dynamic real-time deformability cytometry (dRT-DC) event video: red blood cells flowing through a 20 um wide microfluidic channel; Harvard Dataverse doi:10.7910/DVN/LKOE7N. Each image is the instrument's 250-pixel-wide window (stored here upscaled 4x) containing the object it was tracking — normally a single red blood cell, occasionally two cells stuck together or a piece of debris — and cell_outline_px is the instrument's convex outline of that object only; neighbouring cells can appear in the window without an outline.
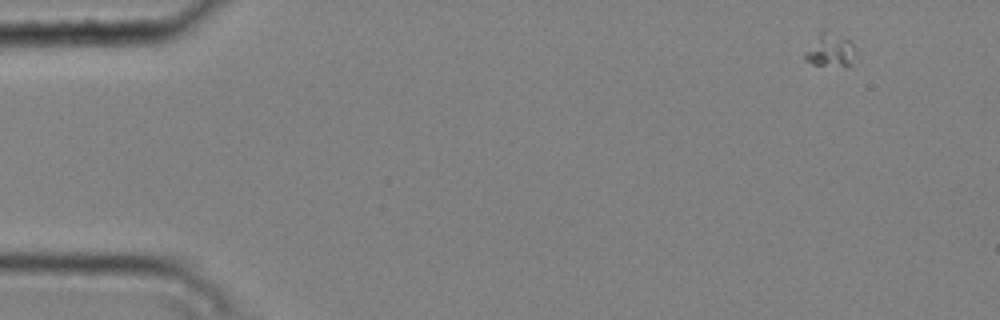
{"species": "common noctule bat (a hibernating species)", "species_latin": "Nyctalus noctula", "temperature_condition": "cold", "stored_images_in_passage": 3, "camera_frame_rate_fps": 3000, "um_per_image_px": 0.085, "animal": {"sex": "male", "body_mass_g": 20.4}, "frame": {"image": 1, "passage_image": 2, "time_ms": 0.333, "image_size_px": [1000, 320], "cell_outline_px": [[860, 52], [848, 68], [844, 68], [812, 64], [804, 60], [804, 52], [820, 32], [824, 28], [828, 28], [852, 40]], "centroid_in_image_um": [70.68, 4.26], "position_along_channel_um": 14.3, "area_um2": 10.92}}